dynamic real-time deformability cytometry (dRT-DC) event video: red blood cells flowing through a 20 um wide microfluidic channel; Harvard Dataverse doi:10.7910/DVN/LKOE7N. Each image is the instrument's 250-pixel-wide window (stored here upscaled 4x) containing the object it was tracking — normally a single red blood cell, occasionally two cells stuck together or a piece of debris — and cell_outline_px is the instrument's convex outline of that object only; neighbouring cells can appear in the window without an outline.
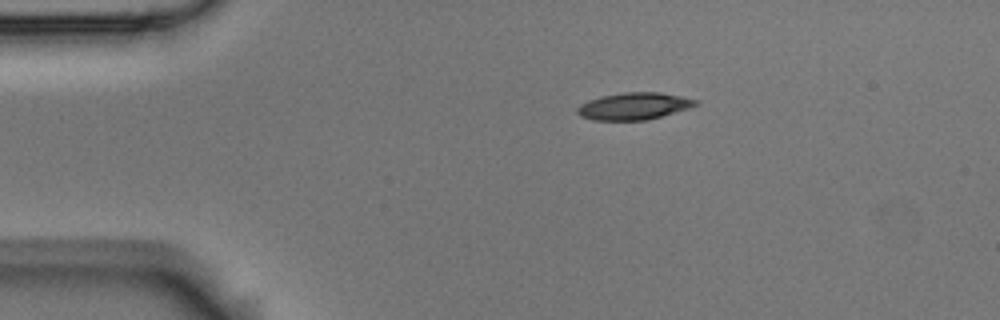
{"species": "Egyptian fruit bat (a non-hibernating species)", "species_latin": "Rousettus aegyptiacus", "temperature_condition": "room temperature", "stored_images_in_passage": 3, "camera_frame_rate_fps": 3000, "um_per_image_px": 0.085, "animal": {"sex": "male"}, "frame": {"image": 1, "passage_image": 1, "time_ms": 0.0, "image_size_px": [1000, 320], "cell_outline_px": [[700, 104], [688, 108], [648, 120], [592, 120], [580, 116], [576, 112], [576, 108], [580, 104], [588, 100], [600, 96], [624, 92], [660, 92], [700, 100]], "centroid_in_image_um": [53.87, 9.02], "position_along_channel_um": 31.1, "area_um2": 18.79}}
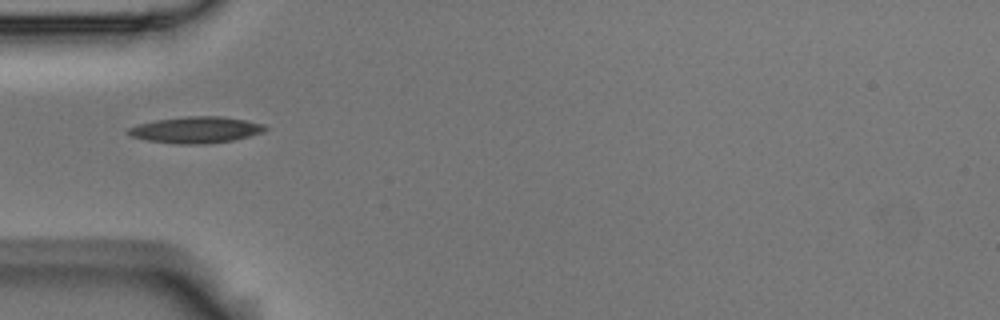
{"frame": {"image": 2, "passage_image": 3, "time_ms": 0.667, "image_size_px": [1000, 320], "cell_outline_px": [[268, 128], [260, 132], [248, 136], [232, 140], [208, 144], [176, 144], [144, 140], [132, 136], [124, 132], [128, 128], [140, 124], [156, 120], [188, 116], [220, 116], [244, 120], [264, 124]], "centroid_in_image_um": [16.61, 11.04], "position_along_channel_um": 68.4, "area_um2": 20.92}}